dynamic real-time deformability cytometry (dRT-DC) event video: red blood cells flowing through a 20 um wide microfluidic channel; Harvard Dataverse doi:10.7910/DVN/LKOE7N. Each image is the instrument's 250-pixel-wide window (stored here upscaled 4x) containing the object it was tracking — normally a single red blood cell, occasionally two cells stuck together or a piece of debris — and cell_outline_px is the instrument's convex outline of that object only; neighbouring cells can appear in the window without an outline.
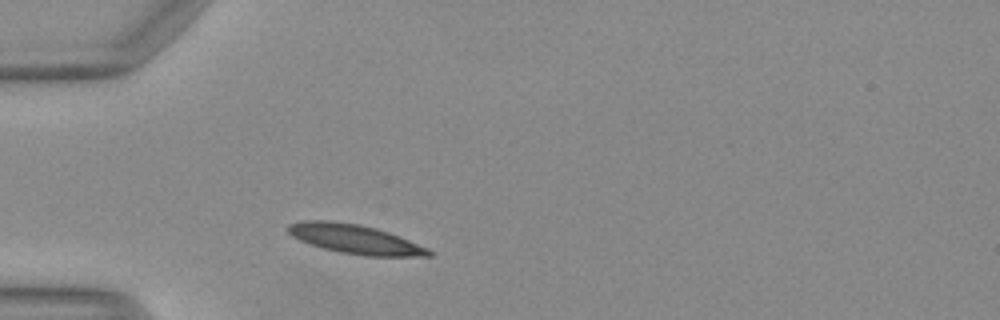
{"species": "Egyptian fruit bat (a non-hibernating species)", "species_latin": "Rousettus aegyptiacus", "temperature_condition": "warm", "stored_images_in_passage": 36, "camera_frame_rate_fps": 3000, "um_per_image_px": 0.085, "animal": {"sex": "female"}, "frame": {"image": 1, "passage_image": 1, "time_ms": 0.0, "image_size_px": [1000, 320], "cell_outline_px": [[432, 256], [364, 256], [340, 252], [308, 244], [292, 236], [288, 232], [288, 224], [304, 220], [328, 220], [356, 224], [376, 228], [400, 236], [428, 248], [432, 252]], "centroid_in_image_um": [30.17, 20.33], "position_along_channel_um": 54.8, "area_um2": 23.87}}
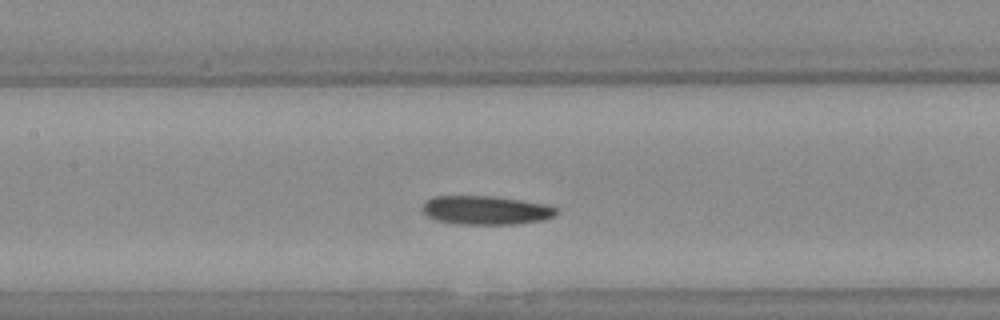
{"frame": {"image": 2, "passage_image": 10, "time_ms": 3.0, "image_size_px": [1000, 320], "cell_outline_px": [[560, 212], [556, 216], [544, 220], [516, 224], [452, 224], [436, 220], [428, 216], [420, 208], [424, 200], [432, 196], [492, 196], [520, 200], [544, 204], [560, 208]], "centroid_in_image_um": [41.3, 17.87], "position_along_channel_um": 166.1, "area_um2": 22.89}}
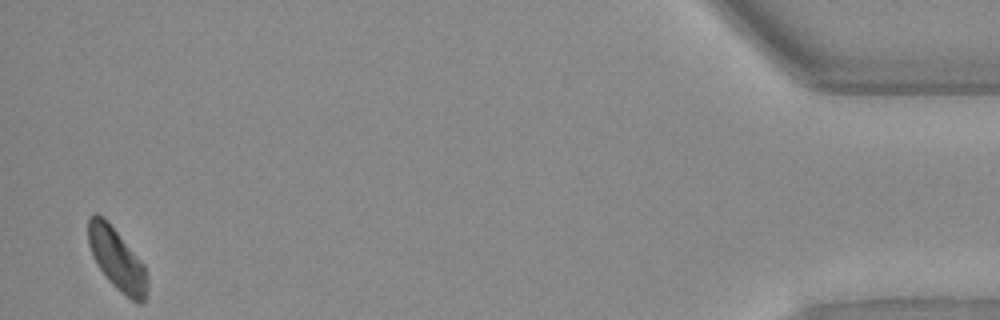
{"frame": {"image": 3, "passage_image": 35, "time_ms": 11.333, "image_size_px": [1000, 320], "cell_outline_px": [[148, 296], [144, 304], [136, 304], [116, 288], [108, 280], [96, 264], [92, 256], [88, 244], [88, 220], [96, 212], [104, 216], [144, 264], [148, 276]], "centroid_in_image_um": [9.97, 22.08], "position_along_channel_um": 425.2, "area_um2": 21.73}}